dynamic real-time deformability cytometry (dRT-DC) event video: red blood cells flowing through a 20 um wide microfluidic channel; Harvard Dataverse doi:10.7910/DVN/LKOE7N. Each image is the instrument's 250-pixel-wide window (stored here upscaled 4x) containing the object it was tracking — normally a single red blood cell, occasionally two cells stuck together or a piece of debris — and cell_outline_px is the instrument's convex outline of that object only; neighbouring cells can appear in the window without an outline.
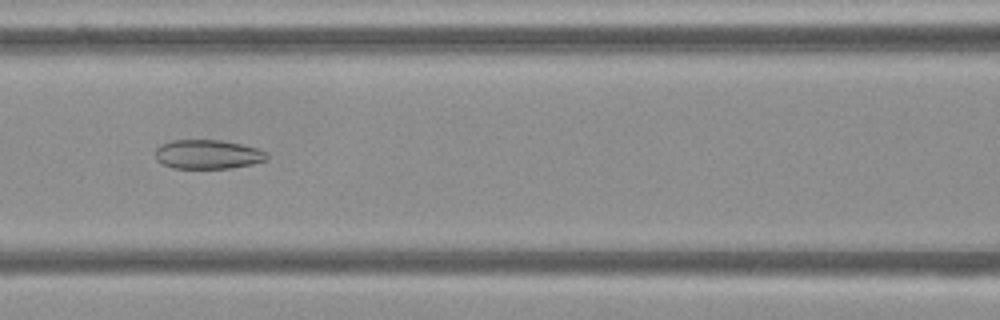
{"species": "Egyptian fruit bat (a non-hibernating species)", "species_latin": "Rousettus aegyptiacus", "temperature_condition": "cold", "stored_images_in_passage": 48, "camera_frame_rate_fps": 3000, "um_per_image_px": 0.085, "frame": {"image": 1, "passage_image": 17, "time_ms": 5.333, "image_size_px": [1000, 320], "cell_outline_px": [[268, 156], [264, 160], [252, 164], [228, 168], [172, 168], [156, 160], [156, 148], [160, 144], [172, 140], [220, 140], [240, 144], [256, 148], [264, 152]], "centroid_in_image_um": [17.61, 13.11], "position_along_channel_um": 149.0, "area_um2": 18.73}}
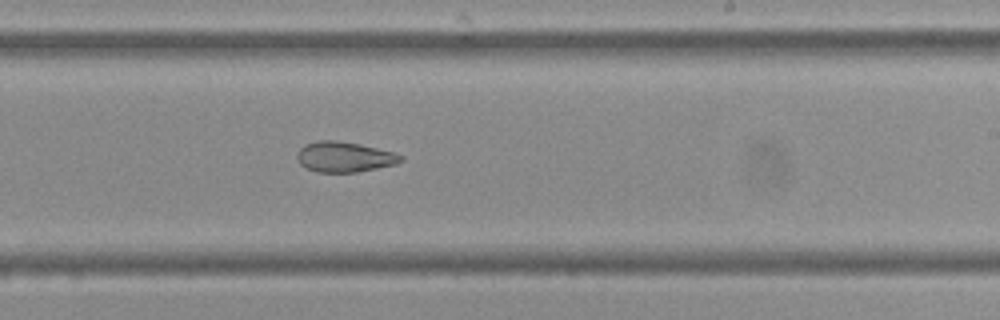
{"frame": {"image": 2, "passage_image": 26, "time_ms": 8.333, "image_size_px": [1000, 320], "cell_outline_px": [[404, 160], [396, 164], [356, 172], [316, 172], [300, 164], [296, 156], [300, 148], [304, 144], [316, 140], [336, 140], [360, 144], [392, 152], [404, 156]], "centroid_in_image_um": [29.26, 13.33], "position_along_channel_um": 259.7, "area_um2": 18.32}}
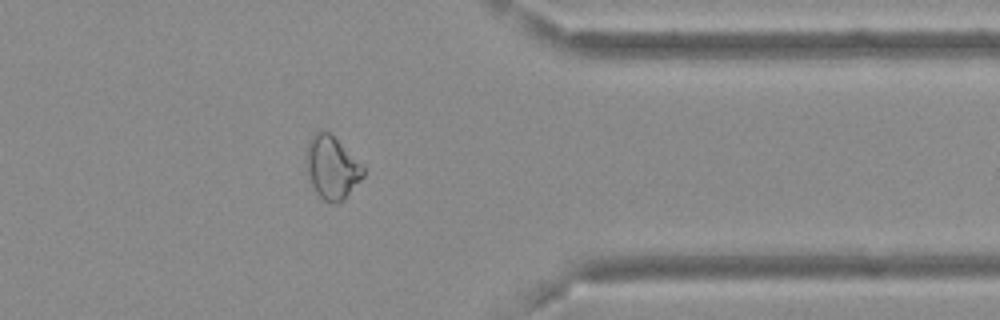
{"frame": {"image": 3, "passage_image": 37, "time_ms": 12.0, "image_size_px": [1000, 320], "cell_outline_px": [[364, 176], [344, 200], [332, 204], [324, 200], [316, 192], [308, 176], [304, 160], [304, 156], [308, 140], [320, 128], [328, 132], [364, 168]], "centroid_in_image_um": [28.15, 14.25], "position_along_channel_um": 383.2, "area_um2": 20.75}, "authors_computed_cell_mechanics": {"area_um2": 21.386, "velocity_mm_per_s": 3.6978, "shape_relaxation_time_tau1_ms": null, "shape_relaxation_time_tau2_ms": 3.7115, "deformation_change_tau1": null, "deformation_change_tau2": 0.1044}}